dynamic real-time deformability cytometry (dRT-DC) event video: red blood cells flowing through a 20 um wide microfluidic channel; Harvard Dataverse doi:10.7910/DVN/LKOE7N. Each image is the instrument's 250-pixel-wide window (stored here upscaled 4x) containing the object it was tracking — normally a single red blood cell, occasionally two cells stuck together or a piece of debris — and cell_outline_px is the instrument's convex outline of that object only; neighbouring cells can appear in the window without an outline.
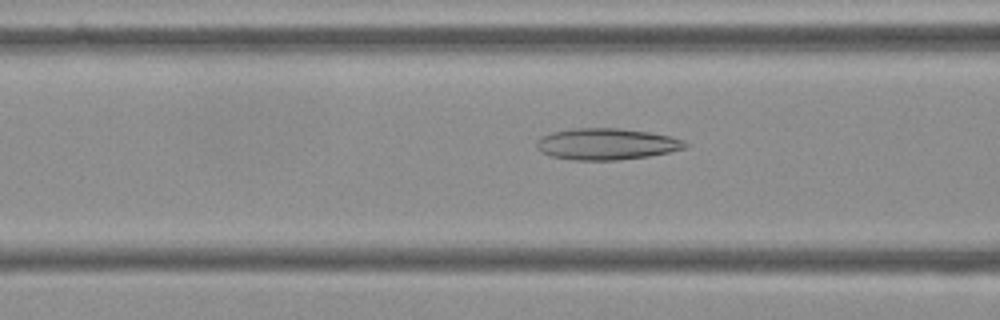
{"species": "Egyptian fruit bat (a non-hibernating species)", "species_latin": "Rousettus aegyptiacus", "temperature_condition": "cold", "stored_images_in_passage": 44, "camera_frame_rate_fps": 3000, "um_per_image_px": 0.085, "frame": {"image": 1, "passage_image": 10, "time_ms": 3.0, "image_size_px": [1000, 320], "cell_outline_px": [[688, 144], [684, 148], [668, 152], [648, 156], [620, 160], [572, 160], [552, 156], [540, 152], [536, 148], [536, 140], [552, 132], [572, 128], [616, 128], [648, 132], [672, 136], [684, 140]], "centroid_in_image_um": [51.53, 12.24], "position_along_channel_um": 115.1, "area_um2": 27.22}}
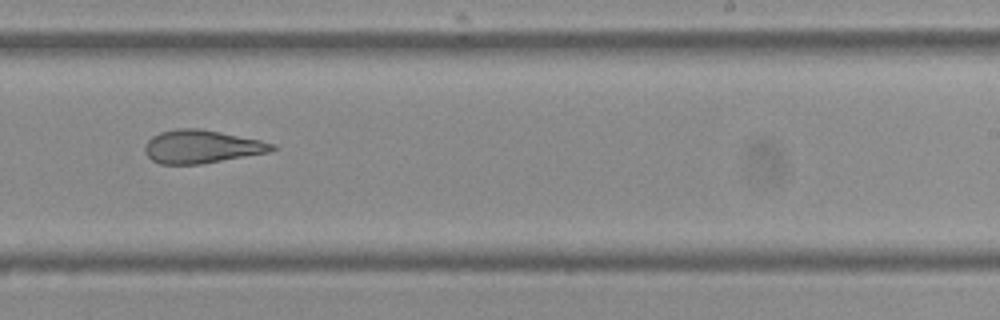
{"frame": {"image": 2, "passage_image": 23, "time_ms": 7.333, "image_size_px": [1000, 320], "cell_outline_px": [[276, 148], [268, 152], [200, 164], [160, 164], [152, 160], [144, 152], [144, 144], [152, 136], [160, 132], [176, 128], [196, 128], [220, 132], [260, 140], [276, 144]], "centroid_in_image_um": [17.09, 12.46], "position_along_channel_um": 271.9, "area_um2": 24.45}}
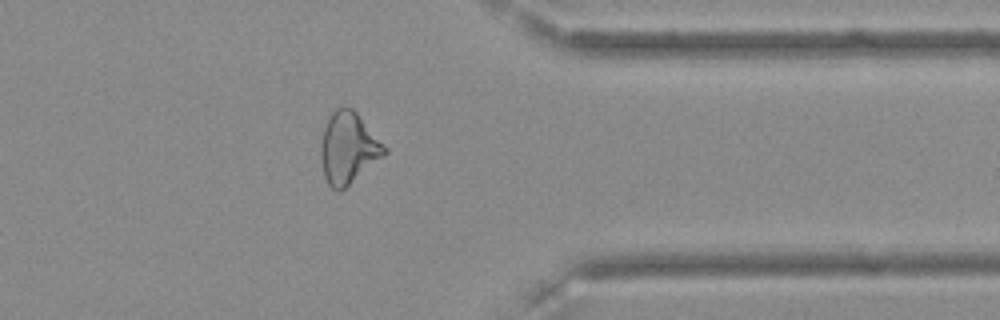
{"frame": {"image": 3, "passage_image": 33, "time_ms": 10.667, "image_size_px": [1000, 320], "cell_outline_px": [[388, 152], [384, 156], [340, 192], [336, 192], [328, 184], [324, 176], [320, 156], [320, 144], [324, 128], [332, 112], [336, 108], [344, 104], [352, 108], [356, 112], [388, 148]], "centroid_in_image_um": [29.6, 12.58], "position_along_channel_um": 381.8, "area_um2": 26.65}, "authors_computed_cell_mechanics": {"area_um2": 26.3279, "velocity_mm_per_s": 3.6165, "shape_relaxation_time_tau1_ms": null, "shape_relaxation_time_tau2_ms": 3.1705, "deformation_change_tau1": null, "deformation_change_tau2": 0.1206}}